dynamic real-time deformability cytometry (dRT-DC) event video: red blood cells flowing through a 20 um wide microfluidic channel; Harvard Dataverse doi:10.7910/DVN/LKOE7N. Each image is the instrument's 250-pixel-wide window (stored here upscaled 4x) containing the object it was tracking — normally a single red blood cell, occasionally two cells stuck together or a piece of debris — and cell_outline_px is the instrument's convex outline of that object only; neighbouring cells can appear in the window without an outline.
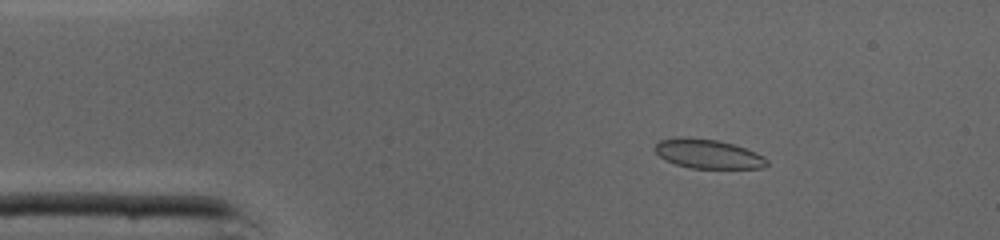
{"species": "common noctule bat (a hibernating species)", "species_latin": "Nyctalus noctula", "temperature_condition": "cold", "stored_images_in_passage": 40, "camera_frame_rate_fps": 3000, "um_per_image_px": 0.085, "animal": {"sex": "male", "body_mass_g": 19.0, "forearm_length_mm": 50.8}, "frame": {"image": 1, "passage_image": 1, "time_ms": 0.0, "image_size_px": [1000, 240], "cell_outline_px": [[768, 164], [764, 168], [692, 168], [676, 164], [664, 160], [652, 148], [660, 140], [676, 136], [680, 136], [716, 140], [732, 144], [756, 152], [764, 156], [768, 160]], "centroid_in_image_um": [60.15, 13.07], "position_along_channel_um": 24.8, "area_um2": 19.13}}
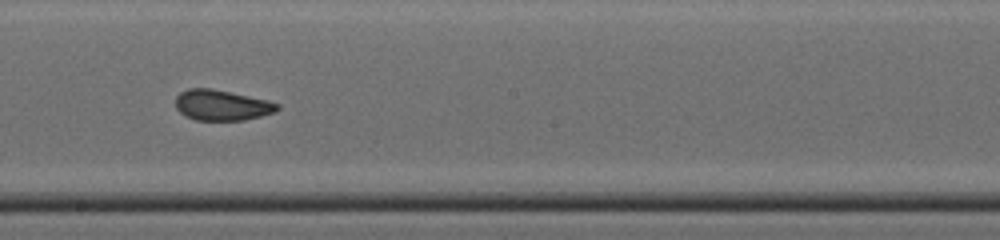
{"frame": {"image": 2, "passage_image": 19, "time_ms": 6.0, "image_size_px": [1000, 240], "cell_outline_px": [[280, 108], [276, 112], [244, 120], [196, 120], [184, 116], [176, 108], [176, 96], [180, 92], [188, 88], [212, 88], [268, 100], [280, 104]], "centroid_in_image_um": [18.85, 8.94], "position_along_channel_um": 229.3, "area_um2": 18.26}}
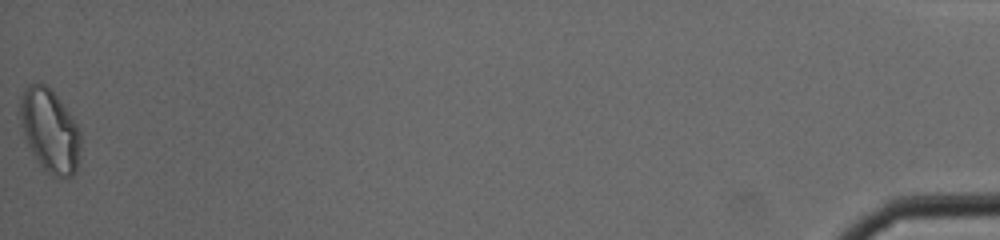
{"frame": {"image": 3, "passage_image": 40, "time_ms": 13.0, "image_size_px": [1000, 240], "cell_outline_px": [[80, 144], [76, 168], [72, 176], [60, 180], [52, 176], [40, 164], [32, 152], [24, 136], [20, 124], [20, 96], [24, 88], [28, 84], [44, 84], [52, 88], [76, 124], [80, 132]], "centroid_in_image_um": [4.21, 11.09], "position_along_channel_um": 431.0, "area_um2": 29.25}, "authors_computed_cell_mechanics": {"area_um2": 19.1896, "velocity_mm_per_s": 4.3503, "shape_relaxation_time_tau1_ms": null, "shape_relaxation_time_tau2_ms": 0.9565, "deformation_change_tau1": null, "deformation_change_tau2": 0.0619}}